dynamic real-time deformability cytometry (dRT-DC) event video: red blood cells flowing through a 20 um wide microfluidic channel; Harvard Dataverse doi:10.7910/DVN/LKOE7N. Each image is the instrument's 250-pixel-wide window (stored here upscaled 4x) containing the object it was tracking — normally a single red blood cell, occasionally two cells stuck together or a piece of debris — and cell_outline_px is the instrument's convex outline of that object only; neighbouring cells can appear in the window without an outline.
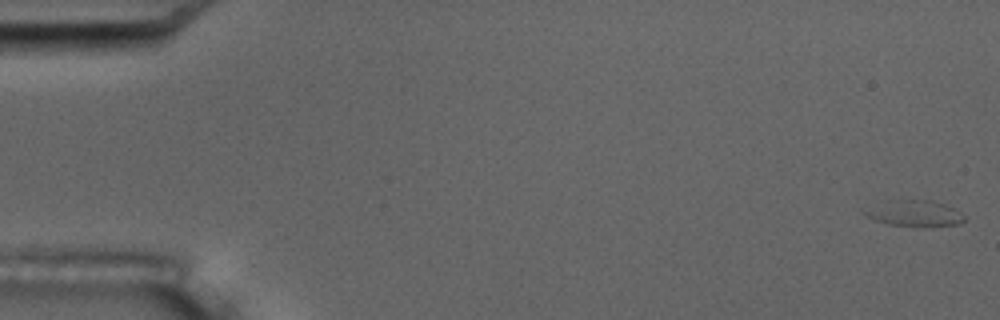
{"species": "common noctule bat (a hibernating species)", "species_latin": "Nyctalus noctula", "temperature_condition": "room temperature", "stored_images_in_passage": 17, "camera_frame_rate_fps": 3000, "um_per_image_px": 0.085, "animal": {"sex": "male", "body_mass_g": 17.5, "forearm_length_mm": 52.3}, "frame": {"image": 1, "passage_image": 1, "time_ms": 0.0, "image_size_px": [1000, 320], "cell_outline_px": [[964, 220], [960, 224], [920, 228], [912, 228], [888, 224], [876, 220], [860, 212], [860, 208], [888, 200], [932, 200], [944, 204], [960, 212], [964, 216]], "centroid_in_image_um": [77.66, 18.15], "position_along_channel_um": 7.3, "area_um2": 15.72}}
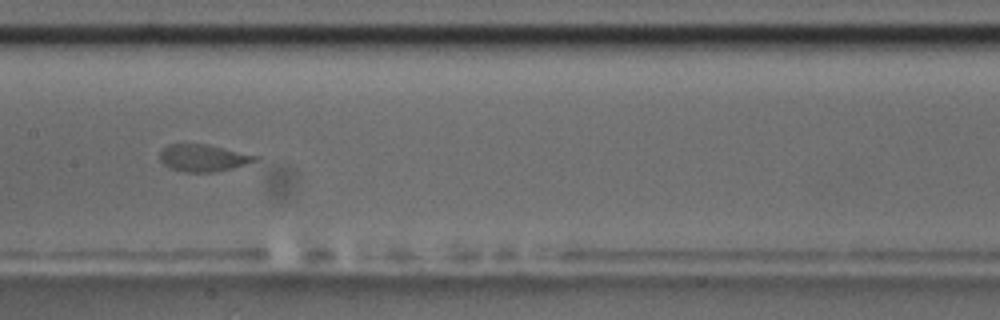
{"frame": {"image": 2, "passage_image": 9, "time_ms": 9.333, "image_size_px": [1000, 320], "cell_outline_px": [[260, 160], [232, 168], [212, 172], [184, 172], [172, 168], [164, 164], [160, 160], [160, 152], [168, 144], [208, 144], [260, 156]], "centroid_in_image_um": [17.31, 13.41], "position_along_channel_um": 190.1, "area_um2": 15.03}}
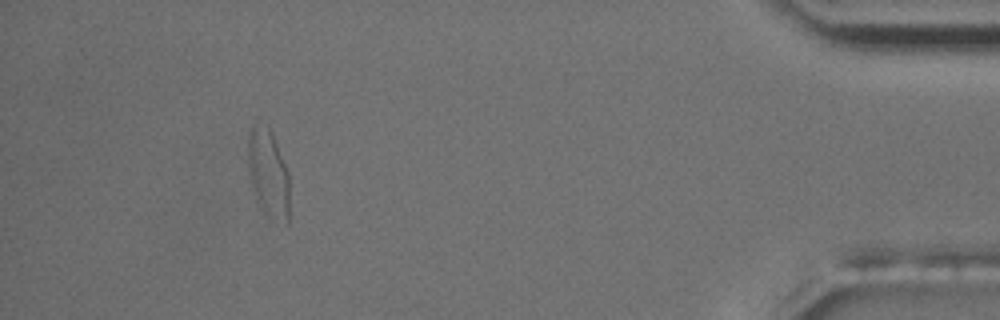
{"frame": {"image": 3, "passage_image": 16, "time_ms": 17.333, "image_size_px": [1000, 320], "cell_outline_px": [[288, 224], [264, 212], [252, 188], [248, 172], [248, 132], [252, 124], [268, 128], [272, 132], [288, 172]], "centroid_in_image_um": [22.78, 14.68], "position_along_channel_um": 412.4, "area_um2": 20.75}, "authors_computed_cell_mechanics": {"area_um2": 16.1262, "velocity_mm_per_s": 3.5312, "shape_relaxation_time_tau1_ms": 4.6179, "shape_relaxation_time_tau2_ms": null, "deformation_change_tau1": 0.1804, "deformation_change_tau2": null}}